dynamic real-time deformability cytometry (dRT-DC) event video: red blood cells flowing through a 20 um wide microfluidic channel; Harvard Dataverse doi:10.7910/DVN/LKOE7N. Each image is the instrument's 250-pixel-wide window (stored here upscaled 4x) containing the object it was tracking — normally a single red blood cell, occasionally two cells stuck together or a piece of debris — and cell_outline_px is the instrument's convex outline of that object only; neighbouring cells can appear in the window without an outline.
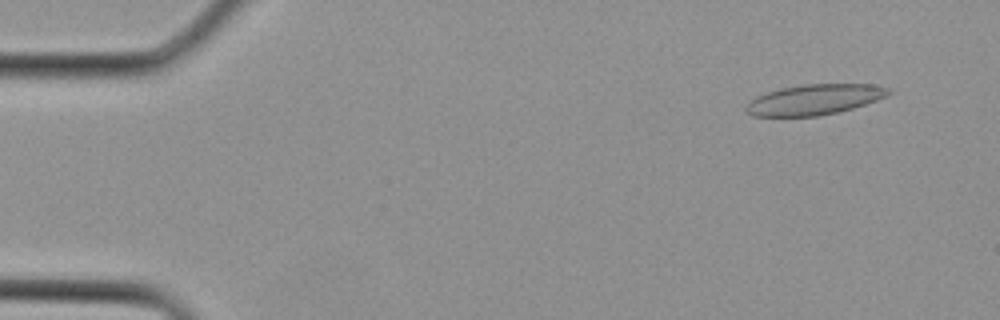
{"species": "Egyptian fruit bat (a non-hibernating species)", "species_latin": "Rousettus aegyptiacus", "temperature_condition": "cold", "stored_images_in_passage": 3, "camera_frame_rate_fps": 3000, "um_per_image_px": 0.085, "animal": {"sex": "female"}, "frame": {"image": 1, "passage_image": 1, "time_ms": 0.0, "image_size_px": [1000, 320], "cell_outline_px": [[892, 92], [876, 100], [852, 108], [820, 116], [752, 116], [744, 108], [756, 96], [780, 88], [804, 84], [872, 84], [888, 88]], "centroid_in_image_um": [69.21, 8.46], "position_along_channel_um": 15.8, "area_um2": 24.97}}